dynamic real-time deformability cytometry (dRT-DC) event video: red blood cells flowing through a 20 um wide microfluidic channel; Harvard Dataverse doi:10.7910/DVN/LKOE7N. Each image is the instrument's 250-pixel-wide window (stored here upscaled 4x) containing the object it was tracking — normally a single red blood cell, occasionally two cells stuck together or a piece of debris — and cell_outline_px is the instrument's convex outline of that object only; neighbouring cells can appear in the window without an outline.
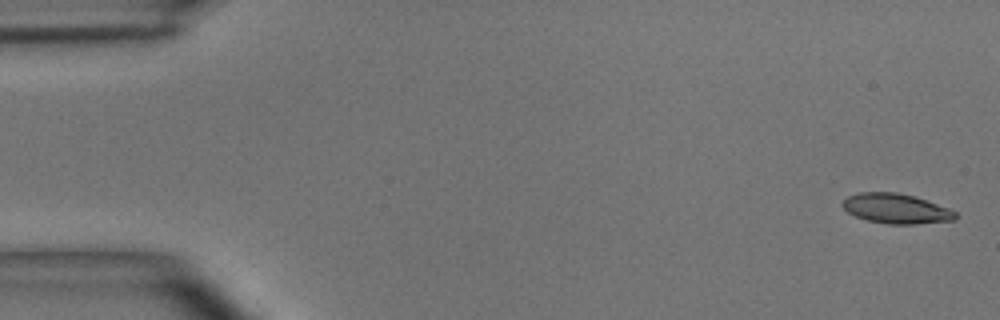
{"species": "common noctule bat (a hibernating species)", "species_latin": "Nyctalus noctula", "temperature_condition": "room temperature", "stored_images_in_passage": 4, "segment_of_instrument_passage": [2, 2], "camera_frame_rate_fps": 3000, "um_per_image_px": 0.085, "animal": {"sex": "male", "body_mass_g": 15.6}, "frame": {"image": 1, "passage_image": 4, "time_ms": 1.0, "image_size_px": [1000, 320], "cell_outline_px": [[956, 220], [916, 224], [888, 224], [868, 220], [856, 216], [848, 212], [840, 204], [848, 196], [856, 192], [896, 192], [912, 196], [948, 208], [956, 212]], "centroid_in_image_um": [76.14, 17.73], "position_along_channel_um": 8.9, "area_um2": 19.48}}